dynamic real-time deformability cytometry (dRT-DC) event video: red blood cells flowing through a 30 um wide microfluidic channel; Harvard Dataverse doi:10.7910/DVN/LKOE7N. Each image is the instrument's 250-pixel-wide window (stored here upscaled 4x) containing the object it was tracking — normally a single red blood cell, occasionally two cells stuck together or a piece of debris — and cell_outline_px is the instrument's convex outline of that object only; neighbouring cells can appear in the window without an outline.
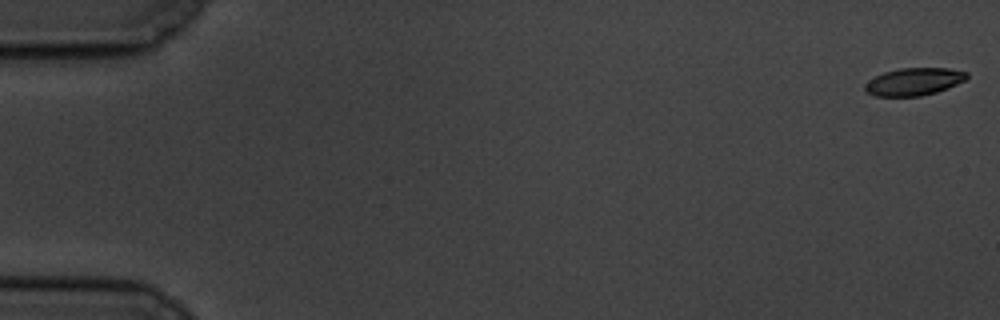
{"species": "common noctule bat (a hibernating species)", "species_latin": "Nyctalus noctula", "temperature_condition": "cold", "stored_images_in_passage": 59, "camera_frame_rate_fps": 3000, "um_per_image_px": 0.085, "animal": {"sex": "male", "body_mass_g": 19.5, "forearm_length_mm": 54.6}, "frame": {"image": 1, "passage_image": 1, "time_ms": 0.0, "image_size_px": [1000, 320], "cell_outline_px": [[968, 76], [964, 80], [948, 88], [936, 92], [920, 96], [876, 96], [864, 92], [864, 84], [868, 80], [884, 72], [900, 68], [948, 68], [968, 72]], "centroid_in_image_um": [77.65, 6.94], "position_along_channel_um": 7.3, "area_um2": 16.36}}
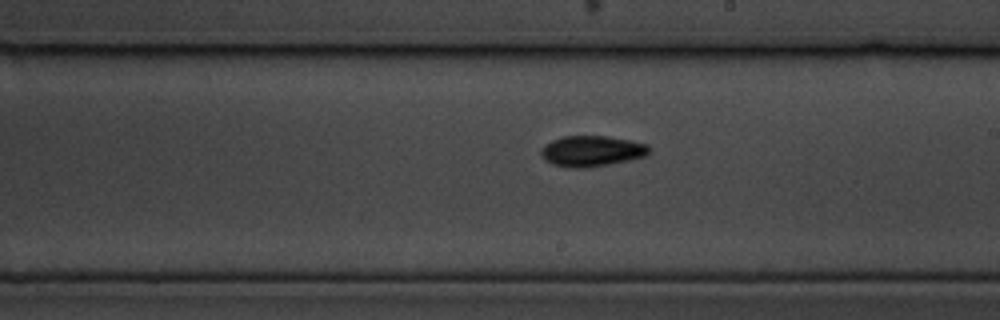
{"frame": {"image": 2, "passage_image": 34, "time_ms": 11.0, "image_size_px": [1000, 320], "cell_outline_px": [[652, 148], [644, 156], [628, 160], [608, 164], [584, 168], [576, 168], [552, 164], [544, 160], [540, 156], [540, 152], [544, 144], [552, 140], [564, 136], [608, 136], [648, 144]], "centroid_in_image_um": [50.27, 12.83], "position_along_channel_um": 238.7, "area_um2": 19.31}}
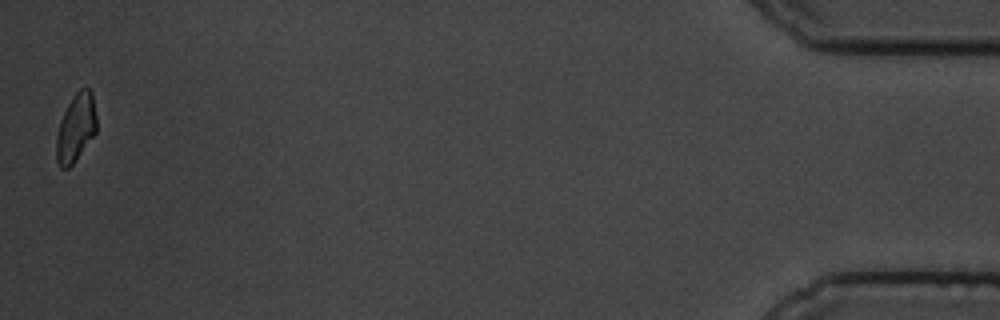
{"frame": {"image": 3, "passage_image": 58, "time_ms": 19.0, "image_size_px": [1000, 320], "cell_outline_px": [[96, 132], [72, 164], [68, 168], [60, 168], [56, 160], [56, 136], [60, 120], [72, 96], [84, 84], [92, 92], [96, 116]], "centroid_in_image_um": [6.44, 10.83], "position_along_channel_um": 428.8, "area_um2": 15.95}, "authors_computed_cell_mechanics": {"area_um2": 17.2244, "velocity_mm_per_s": 3.4719, "shape_relaxation_time_tau1_ms": 3.076, "shape_relaxation_time_tau2_ms": 10.3559, "deformation_change_tau1": 0.107, "deformation_change_tau2": 0.152}}